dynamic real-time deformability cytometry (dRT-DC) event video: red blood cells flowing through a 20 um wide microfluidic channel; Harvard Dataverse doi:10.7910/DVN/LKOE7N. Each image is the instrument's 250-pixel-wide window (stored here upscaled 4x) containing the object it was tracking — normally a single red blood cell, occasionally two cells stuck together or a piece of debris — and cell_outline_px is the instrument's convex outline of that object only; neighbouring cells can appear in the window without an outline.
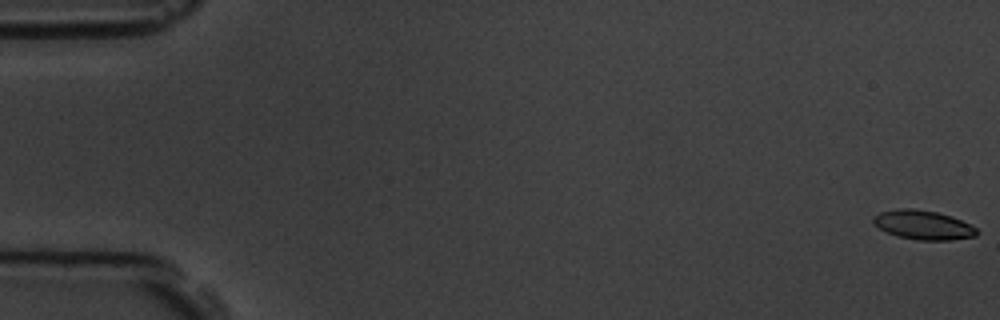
{"species": "common noctule bat (a hibernating species)", "species_latin": "Nyctalus noctula", "temperature_condition": "room temperature", "stored_images_in_passage": 5, "segment_of_instrument_passage": [1, 2], "camera_frame_rate_fps": 3000, "um_per_image_px": 0.085, "animal": {"sex": "male", "body_mass_g": 19.5, "forearm_length_mm": 54.6}, "frame": {"image": 1, "passage_image": 1, "time_ms": 0.0, "image_size_px": [1000, 320], "cell_outline_px": [[980, 232], [976, 236], [952, 240], [920, 240], [896, 236], [880, 228], [872, 220], [872, 216], [880, 212], [896, 208], [912, 208], [936, 212], [960, 220], [976, 228]], "centroid_in_image_um": [78.46, 19.12], "position_along_channel_um": 6.5, "area_um2": 17.46}}